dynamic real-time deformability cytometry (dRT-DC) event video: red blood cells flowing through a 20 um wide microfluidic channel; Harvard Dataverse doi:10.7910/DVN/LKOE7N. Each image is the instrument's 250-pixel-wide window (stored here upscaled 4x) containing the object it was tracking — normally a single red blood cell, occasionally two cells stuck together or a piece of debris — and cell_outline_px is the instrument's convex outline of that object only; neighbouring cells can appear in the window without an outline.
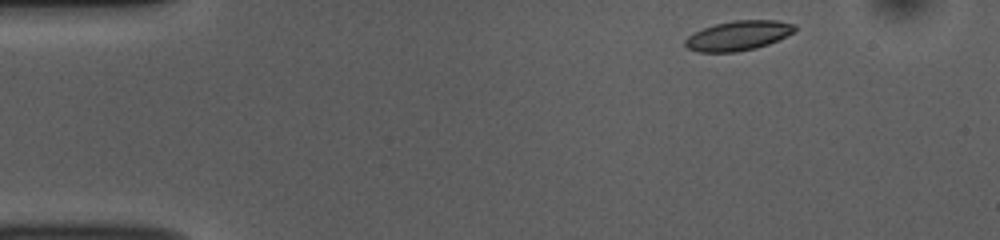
{"species": "common noctule bat (a hibernating species)", "species_latin": "Nyctalus noctula", "temperature_condition": "room temperature", "stored_images_in_passage": 47, "camera_frame_rate_fps": 3000, "um_per_image_px": 0.085, "animal": {"sex": "female", "body_mass_g": 10.0, "forearm_length_mm": 53.1}, "frame": {"image": 1, "passage_image": 1, "time_ms": 0.0, "image_size_px": [1000, 240], "cell_outline_px": [[796, 32], [768, 44], [756, 48], [736, 52], [696, 52], [688, 48], [684, 44], [684, 40], [688, 36], [704, 28], [716, 24], [736, 20], [776, 20], [796, 24]], "centroid_in_image_um": [62.78, 3.03], "position_along_channel_um": 22.2, "area_um2": 18.96}}
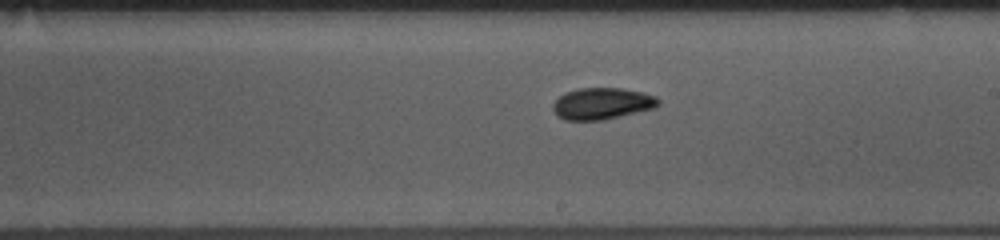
{"frame": {"image": 2, "passage_image": 24, "time_ms": 7.667, "image_size_px": [1000, 240], "cell_outline_px": [[660, 104], [652, 108], [604, 120], [564, 120], [556, 116], [552, 108], [552, 104], [564, 92], [576, 88], [620, 88], [640, 92], [656, 96], [660, 100]], "centroid_in_image_um": [51.12, 8.8], "position_along_channel_um": 237.9, "area_um2": 19.42}}
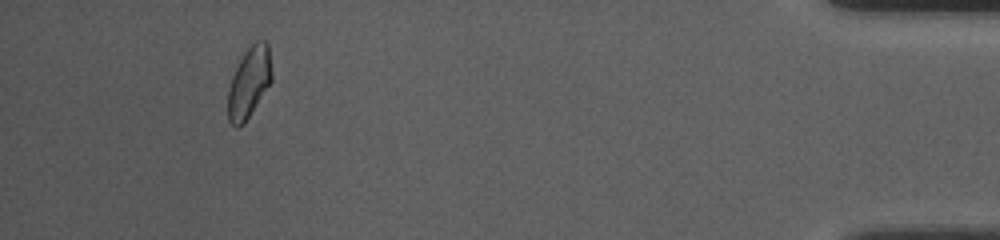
{"frame": {"image": 3, "passage_image": 43, "time_ms": 14.0, "image_size_px": [1000, 240], "cell_outline_px": [[272, 80], [244, 124], [236, 128], [228, 120], [228, 88], [232, 76], [244, 52], [256, 40], [264, 40], [268, 44], [272, 72]], "centroid_in_image_um": [21.17, 7.01], "position_along_channel_um": 414.0, "area_um2": 17.98}, "authors_computed_cell_mechanics": {"area_um2": 18.8428, "velocity_mm_per_s": 3.7923, "shape_relaxation_time_tau1_ms": 6.0447, "shape_relaxation_time_tau2_ms": 1.7653, "deformation_change_tau1": 0.1561, "deformation_change_tau2": 0.0686}}